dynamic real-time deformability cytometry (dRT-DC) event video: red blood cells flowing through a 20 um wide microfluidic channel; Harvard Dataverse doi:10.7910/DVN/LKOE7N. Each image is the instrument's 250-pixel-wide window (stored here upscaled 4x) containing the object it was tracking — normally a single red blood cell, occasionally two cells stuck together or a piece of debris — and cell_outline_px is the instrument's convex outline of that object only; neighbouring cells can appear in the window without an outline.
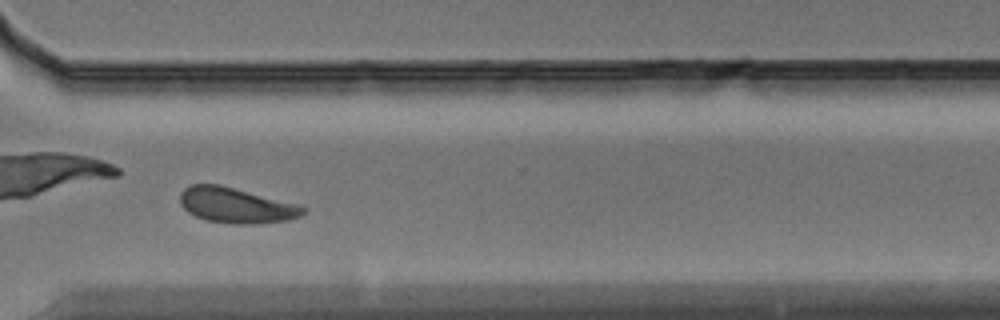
{"species": "Egyptian fruit bat (a non-hibernating species)", "species_latin": "Rousettus aegyptiacus", "temperature_condition": "warm", "stored_images_in_passage": 43, "camera_frame_rate_fps": 3000, "um_per_image_px": 0.085, "animal": {"sex": "male"}, "frame": {"image": 1, "passage_image": 31, "time_ms": 10.0, "image_size_px": [1000, 320], "cell_outline_px": [[308, 208], [300, 216], [288, 220], [256, 224], [236, 224], [208, 220], [196, 216], [188, 212], [180, 204], [180, 192], [184, 188], [192, 184], [220, 184], [296, 204]], "centroid_in_image_um": [20.05, 17.45], "position_along_channel_um": 350.6, "area_um2": 25.2}}
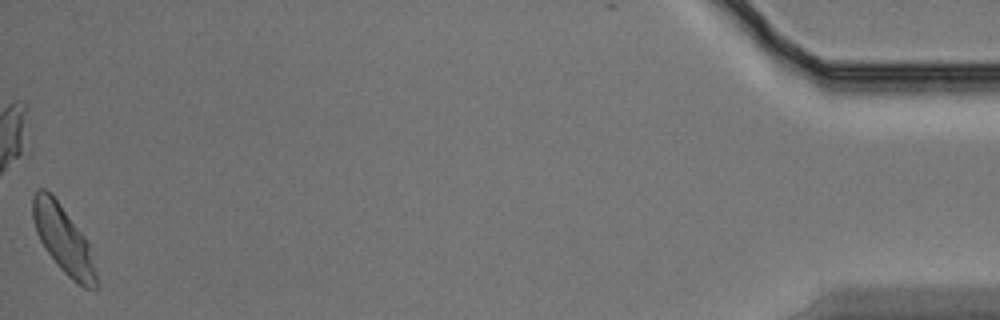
{"frame": {"image": 2, "passage_image": 43, "time_ms": 14.0, "image_size_px": [1000, 320], "cell_outline_px": [[96, 288], [84, 288], [72, 280], [60, 268], [44, 248], [36, 232], [32, 216], [32, 196], [40, 188], [44, 188], [56, 200], [84, 236], [88, 244], [96, 272]], "centroid_in_image_um": [5.35, 20.37], "position_along_channel_um": 429.9, "area_um2": 24.22}}